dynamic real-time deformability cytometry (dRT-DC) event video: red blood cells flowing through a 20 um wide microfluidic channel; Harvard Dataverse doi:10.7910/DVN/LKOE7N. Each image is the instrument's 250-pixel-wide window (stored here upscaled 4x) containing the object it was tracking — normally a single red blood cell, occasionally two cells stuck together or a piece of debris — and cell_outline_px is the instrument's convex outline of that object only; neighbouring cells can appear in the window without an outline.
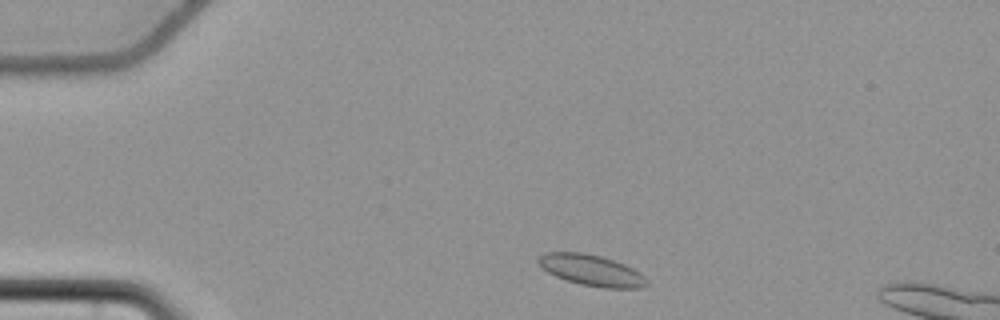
{"species": "common noctule bat (a hibernating species)", "species_latin": "Nyctalus noctula", "temperature_condition": "cold", "stored_images_in_passage": 49, "camera_frame_rate_fps": 3000, "um_per_image_px": 0.085, "animal": {"sex": "female", "body_mass_g": 22.7, "forearm_length_mm": 54.2}, "frame": {"image": 1, "passage_image": 3, "time_ms": 0.667, "image_size_px": [1000, 320], "cell_outline_px": [[648, 284], [640, 288], [604, 288], [580, 284], [564, 280], [548, 272], [536, 260], [544, 252], [584, 252], [600, 256], [624, 264], [640, 272], [648, 280]], "centroid_in_image_um": [50.28, 22.97], "position_along_channel_um": 34.7, "area_um2": 19.59}}
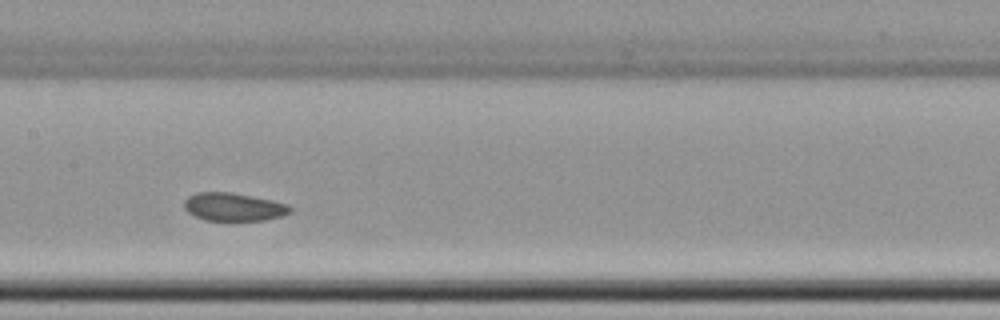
{"frame": {"image": 2, "passage_image": 20, "time_ms": 6.333, "image_size_px": [1000, 320], "cell_outline_px": [[292, 212], [280, 216], [264, 220], [208, 220], [196, 216], [188, 212], [184, 208], [184, 200], [188, 196], [196, 192], [232, 192], [272, 200], [288, 204], [292, 208]], "centroid_in_image_um": [19.86, 17.57], "position_along_channel_um": 187.5, "area_um2": 17.28}}
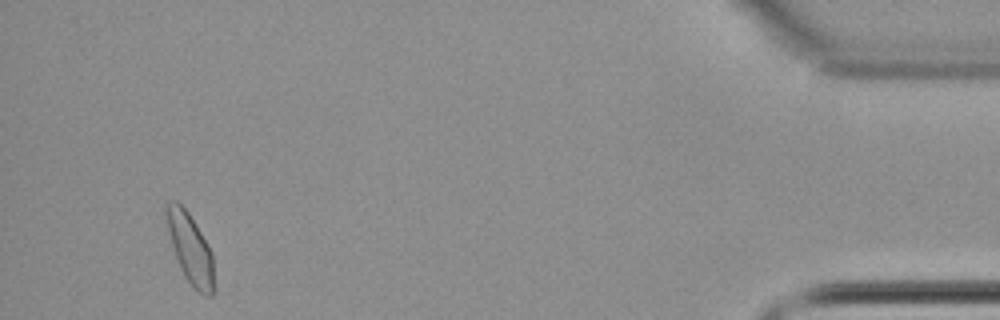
{"frame": {"image": 3, "passage_image": 45, "time_ms": 14.667, "image_size_px": [1000, 320], "cell_outline_px": [[212, 296], [204, 296], [192, 288], [184, 276], [180, 268], [172, 244], [168, 228], [164, 208], [164, 204], [168, 200], [176, 200], [188, 212], [208, 244], [212, 252]], "centroid_in_image_um": [16.14, 21.09], "position_along_channel_um": 419.1, "area_um2": 19.13}, "authors_computed_cell_mechanics": {"area_um2": 18.207, "velocity_mm_per_s": 3.6541, "shape_relaxation_time_tau1_ms": null, "shape_relaxation_time_tau2_ms": 2.5274, "deformation_change_tau1": null, "deformation_change_tau2": 0.0635}}